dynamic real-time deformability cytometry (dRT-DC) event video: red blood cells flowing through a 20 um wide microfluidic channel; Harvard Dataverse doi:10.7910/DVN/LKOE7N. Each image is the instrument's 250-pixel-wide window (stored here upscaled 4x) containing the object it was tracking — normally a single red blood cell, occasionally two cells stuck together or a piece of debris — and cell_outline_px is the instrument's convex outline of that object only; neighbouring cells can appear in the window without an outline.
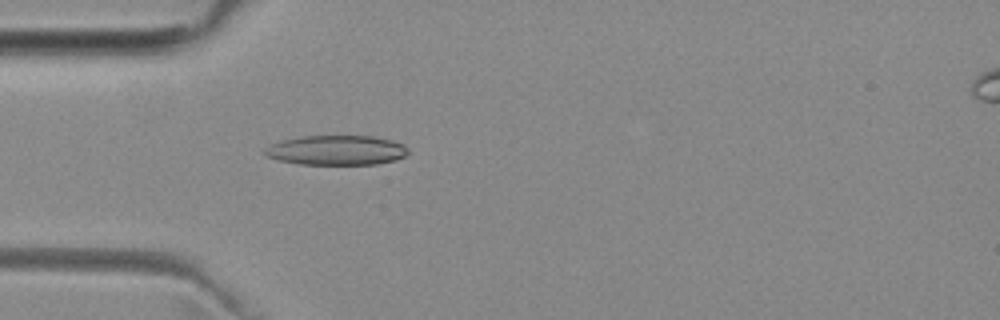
{"species": "common noctule bat (a hibernating species)", "species_latin": "Nyctalus noctula", "temperature_condition": "room temperature", "stored_images_in_passage": 1, "camera_frame_rate_fps": 3000, "um_per_image_px": 0.085, "animal": {"sex": "female", "body_mass_g": 29.2, "forearm_length_mm": 56.3}, "frame": {"image": 1, "passage_image": 1, "time_ms": 0.0, "image_size_px": [1000, 320], "cell_outline_px": [[408, 152], [404, 156], [396, 160], [376, 164], [300, 164], [280, 160], [268, 156], [264, 152], [264, 148], [280, 140], [304, 136], [372, 136], [392, 140], [404, 144], [408, 148]], "centroid_in_image_um": [28.63, 12.76], "position_along_channel_um": 56.4, "area_um2": 24.74}}